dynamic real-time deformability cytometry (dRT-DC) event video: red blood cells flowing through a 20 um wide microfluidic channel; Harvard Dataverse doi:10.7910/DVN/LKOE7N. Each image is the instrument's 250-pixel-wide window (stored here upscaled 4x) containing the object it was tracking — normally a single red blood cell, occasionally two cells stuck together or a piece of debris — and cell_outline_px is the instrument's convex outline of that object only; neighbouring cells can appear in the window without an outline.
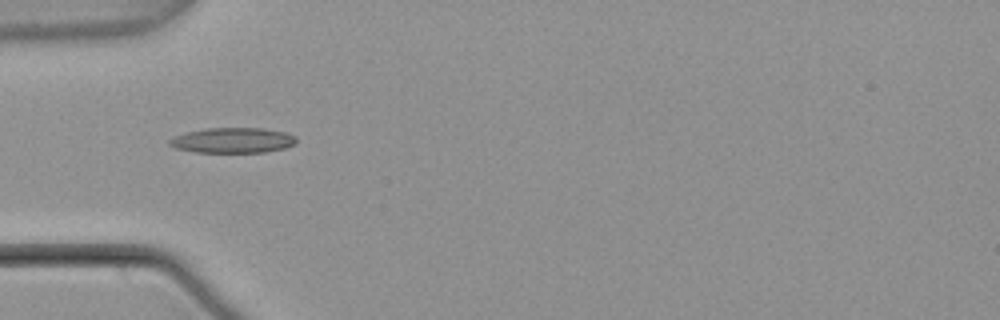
{"species": "common noctule bat (a hibernating species)", "species_latin": "Nyctalus noctula", "temperature_condition": "warm", "stored_images_in_passage": 6, "camera_frame_rate_fps": 3000, "um_per_image_px": 0.085, "animal": {"sex": "male", "body_mass_g": 21.5, "forearm_length_mm": 52.0}, "frame": {"image": 1, "passage_image": 4, "time_ms": 1.0, "image_size_px": [1000, 320], "cell_outline_px": [[296, 144], [284, 148], [264, 152], [196, 152], [176, 148], [168, 144], [168, 140], [172, 136], [184, 132], [204, 128], [264, 128], [284, 132], [296, 136]], "centroid_in_image_um": [19.75, 11.92], "position_along_channel_um": 65.3, "area_um2": 18.84}}
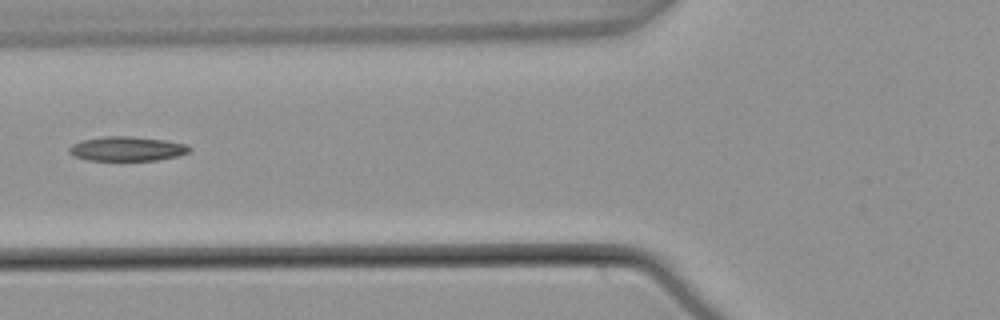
{"frame": {"image": 2, "passage_image": 5, "time_ms": 1.333, "image_size_px": [1000, 320], "cell_outline_px": [[192, 152], [176, 156], [156, 160], [88, 160], [72, 156], [68, 152], [68, 148], [72, 144], [80, 140], [100, 136], [132, 136], [164, 140], [188, 144], [192, 148]], "centroid_in_image_um": [10.78, 12.63], "position_along_channel_um": 115.0, "area_um2": 17.4}}
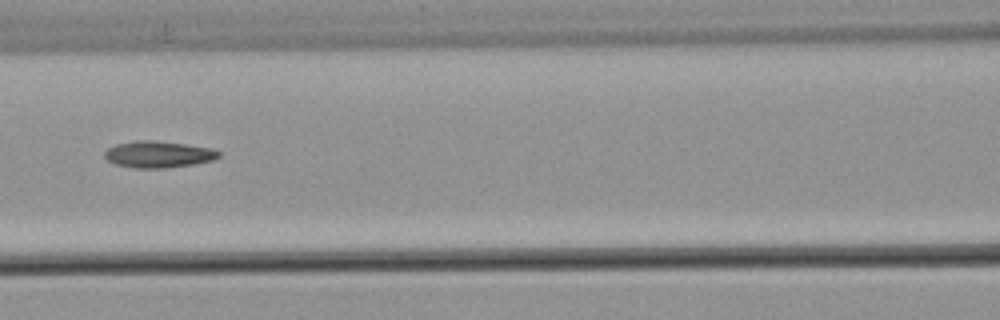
{"frame": {"image": 3, "passage_image": 6, "time_ms": 1.667, "image_size_px": [1000, 320], "cell_outline_px": [[220, 156], [212, 160], [192, 164], [164, 168], [132, 168], [116, 164], [108, 160], [104, 156], [104, 152], [108, 148], [116, 144], [136, 140], [152, 140], [184, 144], [212, 148], [220, 152]], "centroid_in_image_um": [13.43, 13.12], "position_along_channel_um": 153.2, "area_um2": 17.57}}